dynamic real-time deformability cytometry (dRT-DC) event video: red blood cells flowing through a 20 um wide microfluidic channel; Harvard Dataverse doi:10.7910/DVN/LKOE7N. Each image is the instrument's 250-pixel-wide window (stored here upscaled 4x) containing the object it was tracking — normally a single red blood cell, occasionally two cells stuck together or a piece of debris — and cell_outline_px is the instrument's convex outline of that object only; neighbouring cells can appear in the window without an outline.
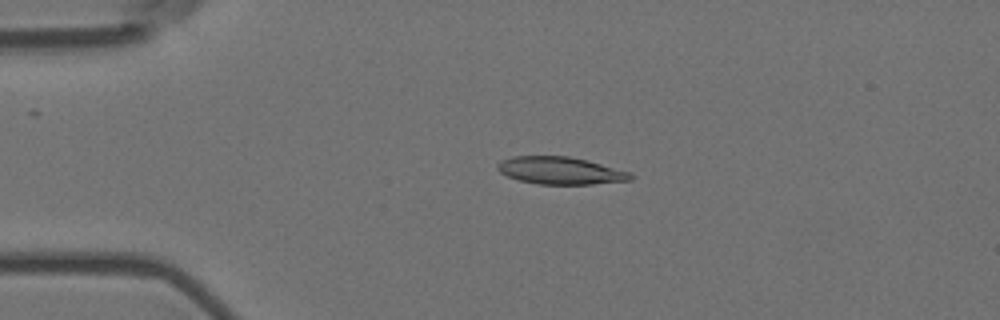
{"species": "Egyptian fruit bat (a non-hibernating species)", "species_latin": "Rousettus aegyptiacus", "temperature_condition": "room temperature", "stored_images_in_passage": 4, "camera_frame_rate_fps": 3000, "um_per_image_px": 0.085, "animal": {"sex": "female"}, "frame": {"image": 1, "passage_image": 3, "time_ms": 0.667, "image_size_px": [1000, 320], "cell_outline_px": [[632, 180], [592, 184], [540, 184], [520, 180], [508, 176], [500, 172], [496, 168], [496, 164], [500, 160], [512, 156], [568, 156], [588, 160], [632, 172]], "centroid_in_image_um": [47.64, 14.49], "position_along_channel_um": 37.4, "area_um2": 21.33}}